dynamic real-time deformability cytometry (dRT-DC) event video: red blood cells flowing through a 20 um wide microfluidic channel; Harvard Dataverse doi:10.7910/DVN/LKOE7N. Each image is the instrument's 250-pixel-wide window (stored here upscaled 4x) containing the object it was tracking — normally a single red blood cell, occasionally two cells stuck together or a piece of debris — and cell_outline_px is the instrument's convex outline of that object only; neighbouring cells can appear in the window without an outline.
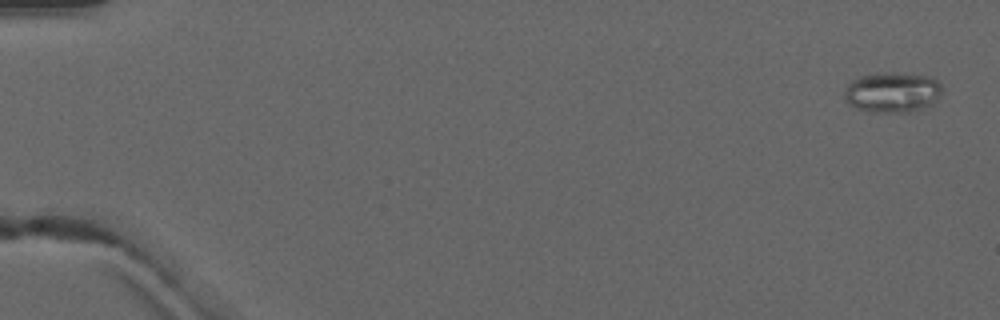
{"species": "common noctule bat (a hibernating species)", "species_latin": "Nyctalus noctula", "temperature_condition": "warm", "stored_images_in_passage": 5, "camera_frame_rate_fps": 3000, "um_per_image_px": 0.085, "animal": {"sex": "male", "forearm_length_mm": 52.5}, "frame": {"image": 1, "passage_image": 1, "time_ms": 0.0, "image_size_px": [1000, 320], "cell_outline_px": [[940, 96], [932, 104], [924, 108], [908, 112], [868, 112], [856, 108], [844, 96], [844, 92], [848, 84], [852, 80], [860, 76], [876, 72], [892, 72], [932, 76], [940, 84]], "centroid_in_image_um": [75.86, 7.83], "position_along_channel_um": 9.1, "area_um2": 23.06}}
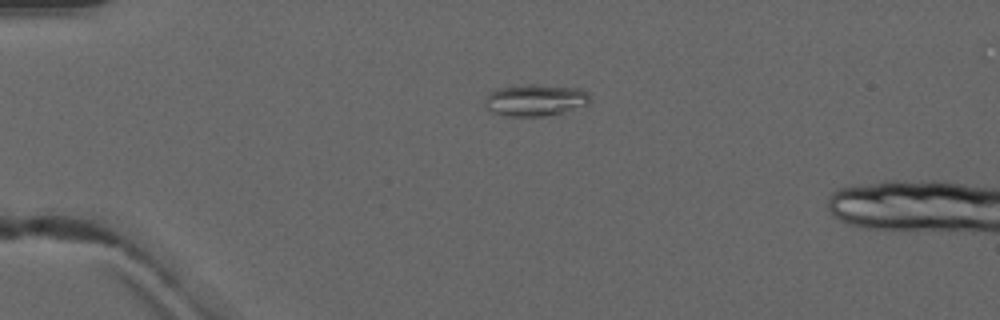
{"frame": {"image": 2, "passage_image": 4, "time_ms": 3.667, "image_size_px": [1000, 320], "cell_outline_px": [[592, 100], [588, 104], [564, 112], [544, 116], [508, 116], [484, 108], [484, 100], [488, 92], [496, 88], [528, 84], [532, 84], [580, 88], [588, 92]], "centroid_in_image_um": [45.5, 8.5], "position_along_channel_um": 39.5, "area_um2": 19.65}}